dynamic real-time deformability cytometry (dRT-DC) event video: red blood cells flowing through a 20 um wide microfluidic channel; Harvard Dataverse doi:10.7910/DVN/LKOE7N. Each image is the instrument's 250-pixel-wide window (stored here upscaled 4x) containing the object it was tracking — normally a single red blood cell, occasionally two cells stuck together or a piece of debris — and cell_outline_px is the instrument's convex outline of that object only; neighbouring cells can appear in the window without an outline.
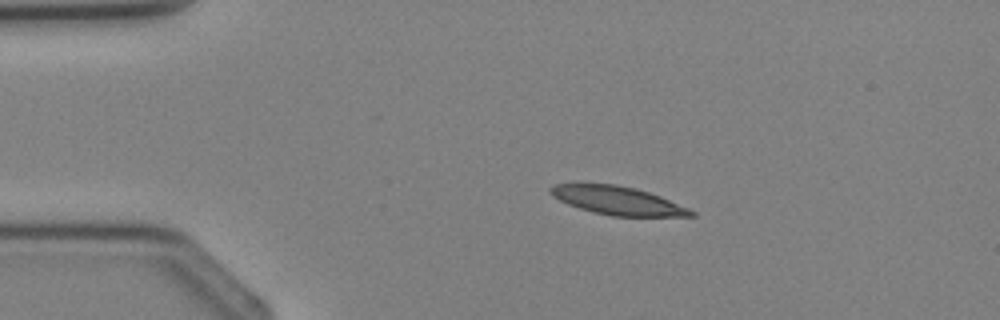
{"species": "Egyptian fruit bat (a non-hibernating species)", "species_latin": "Rousettus aegyptiacus", "temperature_condition": "cold", "stored_images_in_passage": 2, "camera_frame_rate_fps": 3000, "um_per_image_px": 0.085, "animal": {"sex": "female"}, "frame": {"image": 1, "passage_image": 1, "time_ms": 0.0, "image_size_px": [1000, 320], "cell_outline_px": [[696, 216], [612, 216], [580, 208], [568, 204], [552, 196], [548, 192], [548, 188], [556, 184], [616, 184], [636, 188], [660, 196], [688, 208], [696, 212]], "centroid_in_image_um": [52.5, 17.04], "position_along_channel_um": 32.5, "area_um2": 23.0}}